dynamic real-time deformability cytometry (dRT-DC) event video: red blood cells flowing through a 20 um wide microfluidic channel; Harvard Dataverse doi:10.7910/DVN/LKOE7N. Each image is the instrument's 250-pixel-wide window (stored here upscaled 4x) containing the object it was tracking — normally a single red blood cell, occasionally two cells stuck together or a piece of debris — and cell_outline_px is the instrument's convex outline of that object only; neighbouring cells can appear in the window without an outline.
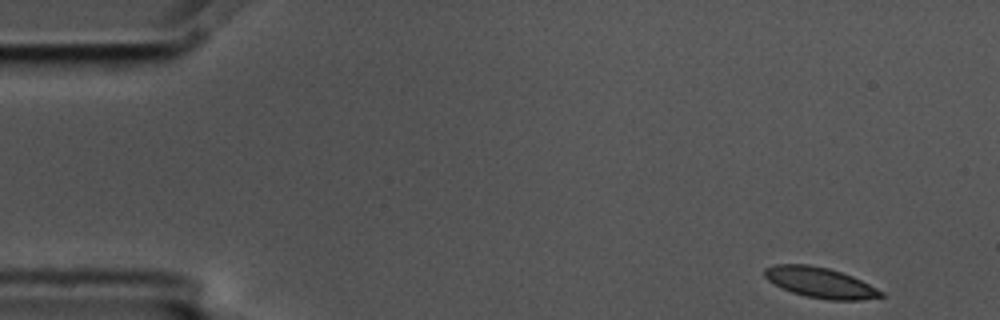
{"species": "common noctule bat (a hibernating species)", "species_latin": "Nyctalus noctula", "temperature_condition": "cold", "stored_images_in_passage": 5, "camera_frame_rate_fps": 3000, "um_per_image_px": 0.085, "animal": {"sex": "male", "body_mass_g": 17.5, "forearm_length_mm": 52.3}, "frame": {"image": 1, "passage_image": 1, "time_ms": 0.0, "image_size_px": [1000, 320], "cell_outline_px": [[884, 296], [860, 300], [832, 300], [808, 296], [792, 292], [768, 280], [764, 276], [764, 268], [776, 264], [808, 264], [828, 268], [852, 276], [884, 292]], "centroid_in_image_um": [69.71, 24.01], "position_along_channel_um": 15.3, "area_um2": 20.29}}
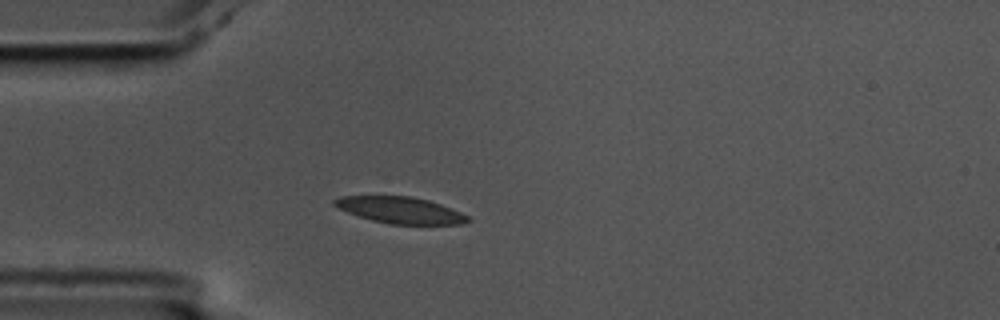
{"frame": {"image": 2, "passage_image": 4, "time_ms": 1.0, "image_size_px": [1000, 320], "cell_outline_px": [[472, 220], [460, 224], [388, 224], [372, 220], [348, 212], [332, 204], [332, 200], [340, 196], [408, 196], [428, 200], [452, 208], [468, 216]], "centroid_in_image_um": [34.03, 17.86], "position_along_channel_um": 51.0, "area_um2": 20.4}}